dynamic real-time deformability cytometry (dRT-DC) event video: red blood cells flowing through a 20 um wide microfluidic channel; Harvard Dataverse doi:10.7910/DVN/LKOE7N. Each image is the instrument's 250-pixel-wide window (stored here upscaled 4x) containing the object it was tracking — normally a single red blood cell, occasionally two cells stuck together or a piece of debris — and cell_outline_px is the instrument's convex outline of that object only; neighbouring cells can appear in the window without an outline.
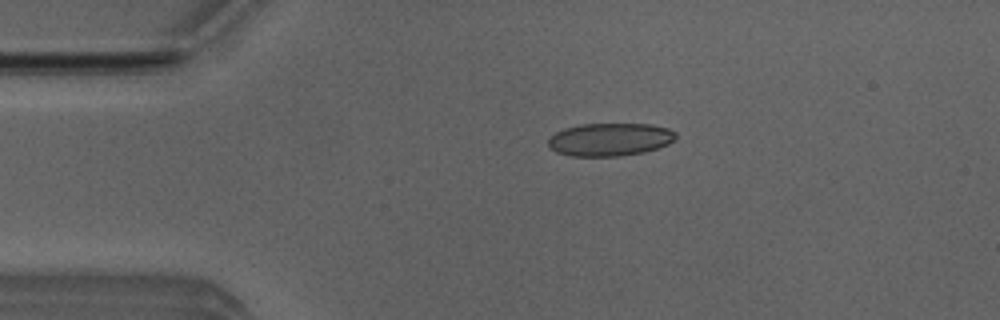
{"species": "Egyptian fruit bat (a non-hibernating species)", "species_latin": "Rousettus aegyptiacus", "temperature_condition": "room temperature", "stored_images_in_passage": 51, "camera_frame_rate_fps": 3000, "um_per_image_px": 0.085, "animal": {"sex": "male"}, "frame": {"image": 1, "passage_image": 10, "time_ms": 3.0, "image_size_px": [1000, 320], "cell_outline_px": [[676, 136], [668, 144], [644, 152], [620, 156], [572, 156], [556, 152], [548, 144], [548, 140], [556, 132], [564, 128], [580, 124], [652, 124], [668, 128], [676, 132]], "centroid_in_image_um": [51.84, 11.85], "position_along_channel_um": 33.2, "area_um2": 24.39}}
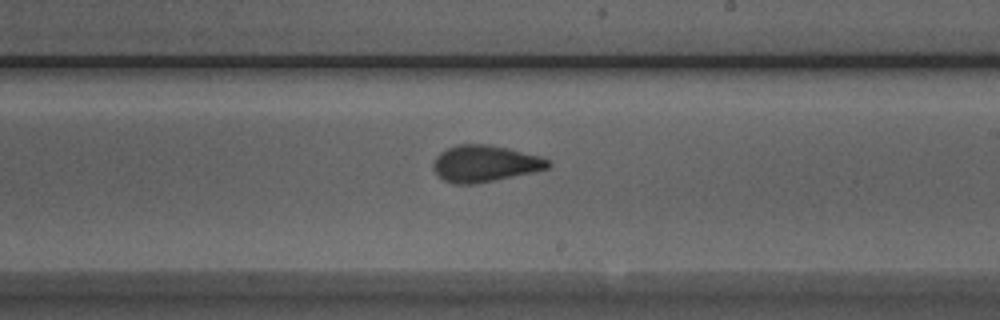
{"frame": {"image": 2, "passage_image": 29, "time_ms": 9.333, "image_size_px": [1000, 320], "cell_outline_px": [[552, 164], [548, 168], [532, 172], [476, 184], [452, 184], [444, 180], [432, 168], [432, 164], [436, 156], [440, 152], [456, 144], [488, 144], [508, 148], [540, 156], [552, 160]], "centroid_in_image_um": [41.21, 13.9], "position_along_channel_um": 247.8, "area_um2": 24.57}}
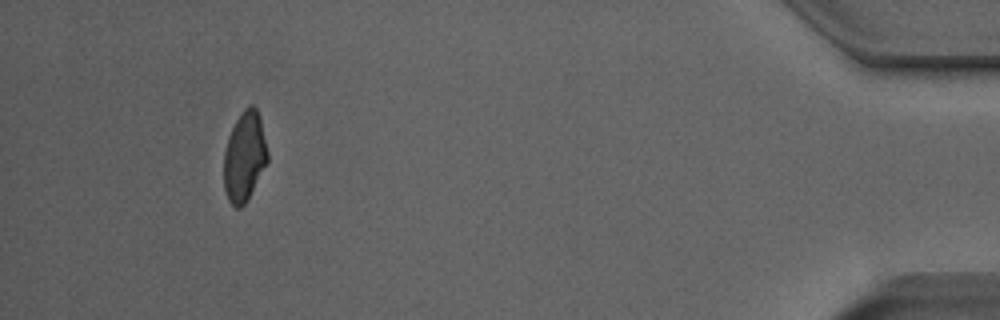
{"frame": {"image": 3, "passage_image": 47, "time_ms": 15.333, "image_size_px": [1000, 320], "cell_outline_px": [[268, 160], [244, 204], [240, 208], [236, 208], [228, 200], [224, 188], [224, 152], [228, 136], [236, 120], [244, 108], [248, 104], [252, 104], [256, 108], [260, 120], [268, 152]], "centroid_in_image_um": [20.76, 13.29], "position_along_channel_um": 414.4, "area_um2": 22.48}, "authors_computed_cell_mechanics": {"area_um2": 23.9292, "velocity_mm_per_s": 3.9985, "shape_relaxation_time_tau1_ms": 7.5714, "shape_relaxation_time_tau2_ms": 0.9921, "deformation_change_tau1": 0.1923, "deformation_change_tau2": 0.0765}}